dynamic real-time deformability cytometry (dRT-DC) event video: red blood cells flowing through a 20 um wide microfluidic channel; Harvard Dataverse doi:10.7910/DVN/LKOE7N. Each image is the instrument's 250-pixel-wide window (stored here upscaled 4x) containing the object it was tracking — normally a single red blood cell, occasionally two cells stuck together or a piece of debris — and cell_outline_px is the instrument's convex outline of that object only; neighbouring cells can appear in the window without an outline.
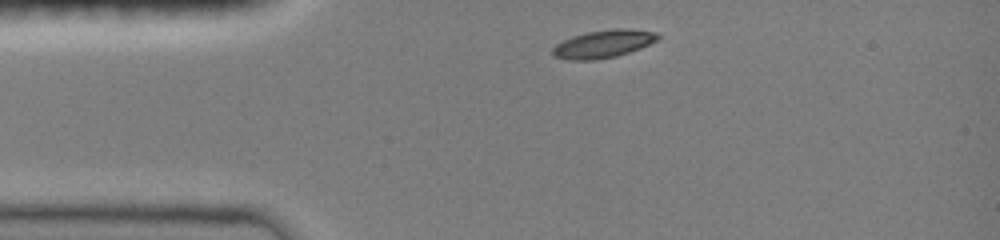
{"species": "common noctule bat (a hibernating species)", "species_latin": "Nyctalus noctula", "temperature_condition": "room temperature", "stored_images_in_passage": 4, "camera_frame_rate_fps": 3000, "um_per_image_px": 0.085, "animal": {"sex": "female", "body_mass_g": 19.0, "forearm_length_mm": 51.5}, "frame": {"image": 1, "passage_image": 1, "time_ms": 0.0, "image_size_px": [1000, 240], "cell_outline_px": [[660, 40], [640, 48], [616, 56], [592, 60], [568, 60], [552, 56], [552, 48], [556, 44], [564, 40], [588, 32], [616, 28], [624, 28], [656, 32], [660, 36]], "centroid_in_image_um": [51.3, 3.74], "position_along_channel_um": 33.7, "area_um2": 16.94}}